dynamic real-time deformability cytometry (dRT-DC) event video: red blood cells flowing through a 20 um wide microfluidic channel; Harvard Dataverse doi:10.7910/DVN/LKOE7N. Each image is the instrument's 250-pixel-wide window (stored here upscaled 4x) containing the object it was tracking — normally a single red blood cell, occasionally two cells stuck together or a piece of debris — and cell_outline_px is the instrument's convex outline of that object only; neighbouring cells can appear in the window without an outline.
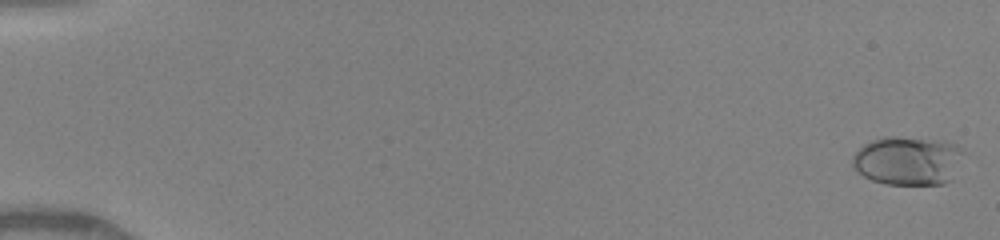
{"species": "human", "species_latin": "Homo sapiens", "temperature_condition": "warm", "stored_images_in_passage": 28, "camera_frame_rate_fps": 3000, "um_per_image_px": 0.085, "donor": {"sex": "female"}, "frame": {"image": 1, "passage_image": 1, "time_ms": 0.0, "image_size_px": [1000, 240], "cell_outline_px": [[964, 152], [952, 180], [944, 184], [884, 184], [872, 180], [856, 172], [852, 164], [852, 156], [864, 144], [872, 140], [884, 136], [896, 136], [944, 140], [956, 144]], "centroid_in_image_um": [77.17, 13.65], "position_along_channel_um": 7.8, "area_um2": 31.96}}
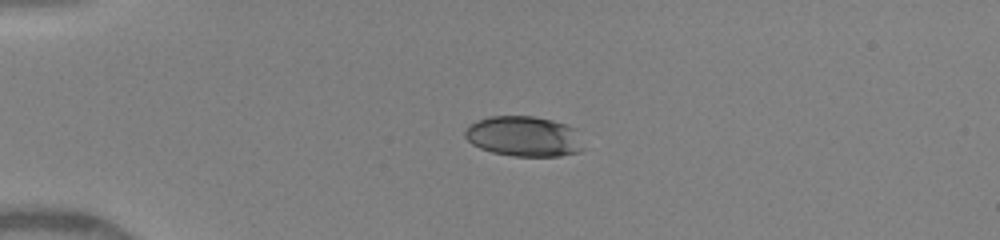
{"frame": {"image": 2, "passage_image": 19, "time_ms": 4.0, "image_size_px": [1000, 240], "cell_outline_px": [[584, 148], [580, 152], [560, 156], [512, 156], [492, 152], [480, 148], [472, 144], [464, 136], [464, 132], [476, 120], [488, 116], [536, 116], [552, 120], [576, 128]], "centroid_in_image_um": [44.55, 11.59], "position_along_channel_um": 40.5, "area_um2": 27.98}}